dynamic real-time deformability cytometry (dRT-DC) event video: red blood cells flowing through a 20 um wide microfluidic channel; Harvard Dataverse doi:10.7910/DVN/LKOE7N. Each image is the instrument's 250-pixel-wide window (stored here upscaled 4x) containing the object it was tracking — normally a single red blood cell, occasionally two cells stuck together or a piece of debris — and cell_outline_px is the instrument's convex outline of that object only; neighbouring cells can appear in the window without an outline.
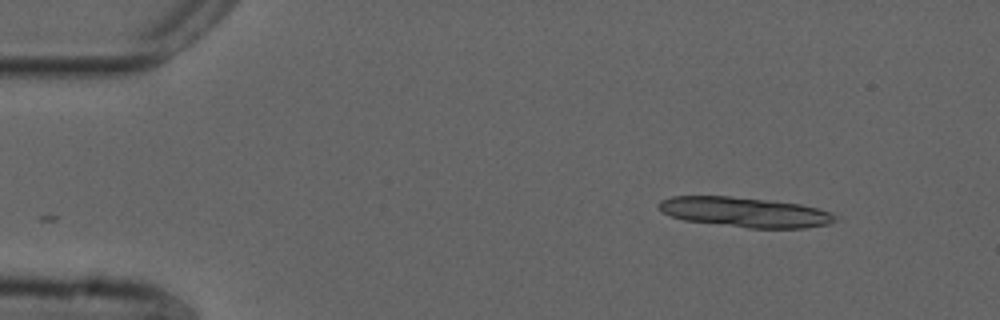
{"species": "common noctule bat (a hibernating species)", "species_latin": "Nyctalus noctula", "temperature_condition": "cold", "stored_images_in_passage": 5, "camera_frame_rate_fps": 3000, "um_per_image_px": 0.085, "animal": {"sex": "male", "forearm_length_mm": 52.5}, "frame": {"image": 1, "passage_image": 1, "time_ms": 0.0, "image_size_px": [1000, 320], "cell_outline_px": [[840, 216], [836, 220], [828, 224], [804, 228], [748, 228], [684, 220], [660, 212], [656, 208], [656, 204], [660, 200], [672, 196], [728, 196], [800, 204], [816, 208]], "centroid_in_image_um": [63.26, 18.04], "position_along_channel_um": 21.7, "area_um2": 30.75}}